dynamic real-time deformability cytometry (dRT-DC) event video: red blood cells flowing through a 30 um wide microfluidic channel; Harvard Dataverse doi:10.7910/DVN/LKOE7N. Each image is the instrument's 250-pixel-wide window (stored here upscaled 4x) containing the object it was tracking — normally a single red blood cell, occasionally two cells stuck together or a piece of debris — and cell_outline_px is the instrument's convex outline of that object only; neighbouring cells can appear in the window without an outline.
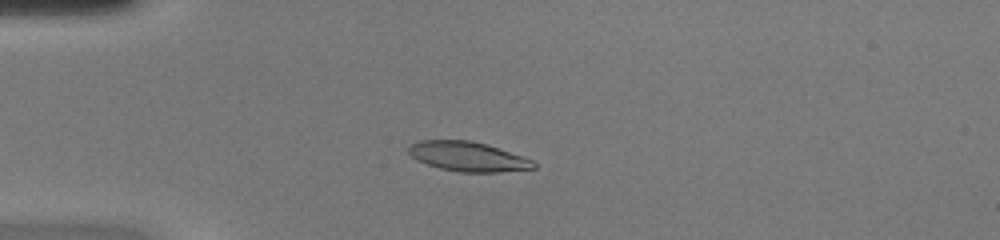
{"species": "common noctule bat (a hibernating species)", "species_latin": "Nyctalus noctula", "temperature_condition": "warm", "stored_images_in_passage": 47, "camera_frame_rate_fps": 3000, "um_per_image_px": 0.085, "animal": {"sex": "female", "body_mass_g": 20.0, "forearm_length_mm": 54.0}, "frame": {"image": 1, "passage_image": 12, "time_ms": 3.667, "image_size_px": [1000, 240], "cell_outline_px": [[536, 168], [500, 172], [460, 172], [440, 168], [416, 160], [408, 152], [408, 144], [416, 140], [468, 140], [484, 144], [532, 160], [536, 164]], "centroid_in_image_um": [39.7, 13.3], "position_along_channel_um": 45.3, "area_um2": 21.33}}
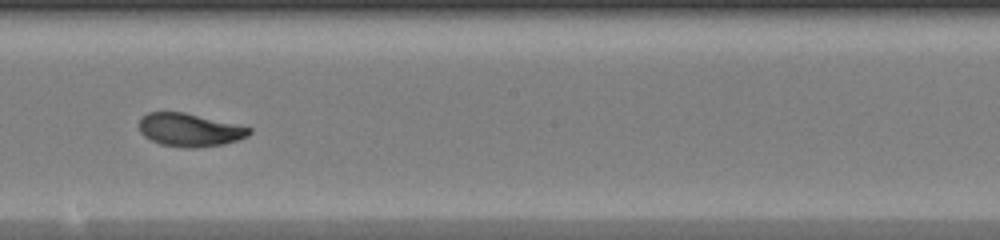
{"frame": {"image": 2, "passage_image": 27, "time_ms": 8.667, "image_size_px": [1000, 240], "cell_outline_px": [[252, 132], [248, 136], [240, 140], [224, 144], [196, 148], [188, 148], [160, 144], [144, 136], [140, 132], [140, 116], [148, 112], [184, 112], [252, 128]], "centroid_in_image_um": [16.13, 11.05], "position_along_channel_um": 232.1, "area_um2": 21.27}}
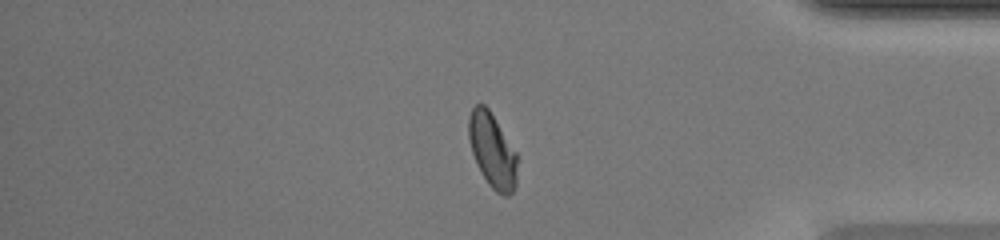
{"frame": {"image": 3, "passage_image": 40, "time_ms": 13.0, "image_size_px": [1000, 240], "cell_outline_px": [[516, 188], [508, 196], [504, 196], [496, 192], [488, 184], [480, 172], [472, 152], [468, 136], [468, 116], [472, 108], [476, 104], [484, 104], [488, 108], [516, 152]], "centroid_in_image_um": [41.83, 12.81], "position_along_channel_um": 393.4, "area_um2": 20.98}, "authors_computed_cell_mechanics": {"area_um2": 21.5016, "velocity_mm_per_s": 4.2524, "shape_relaxation_time_tau1_ms": 5.1032, "shape_relaxation_time_tau2_ms": 0.8901, "deformation_change_tau1": 0.2243, "deformation_change_tau2": 0.0502}}